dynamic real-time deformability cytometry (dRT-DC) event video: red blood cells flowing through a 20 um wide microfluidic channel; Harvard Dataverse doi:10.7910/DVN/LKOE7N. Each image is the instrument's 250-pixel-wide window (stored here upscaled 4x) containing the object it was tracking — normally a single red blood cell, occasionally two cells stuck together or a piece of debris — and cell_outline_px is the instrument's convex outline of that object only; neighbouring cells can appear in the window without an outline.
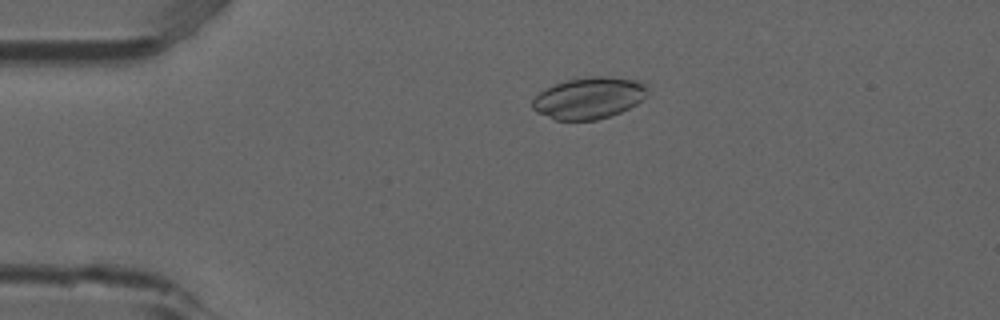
{"species": "common noctule bat (a hibernating species)", "species_latin": "Nyctalus noctula", "temperature_condition": "room temperature", "stored_images_in_passage": 7, "camera_frame_rate_fps": 3000, "um_per_image_px": 0.085, "animal": {"sex": "male", "forearm_length_mm": 52.5}, "frame": {"image": 1, "passage_image": 1, "time_ms": 0.0, "image_size_px": [1000, 320], "cell_outline_px": [[648, 96], [636, 104], [620, 112], [596, 120], [556, 120], [536, 112], [532, 108], [532, 100], [540, 92], [556, 84], [568, 80], [592, 76], [608, 76], [636, 80], [648, 84]], "centroid_in_image_um": [50.1, 8.33], "position_along_channel_um": 34.9, "area_um2": 27.86}}